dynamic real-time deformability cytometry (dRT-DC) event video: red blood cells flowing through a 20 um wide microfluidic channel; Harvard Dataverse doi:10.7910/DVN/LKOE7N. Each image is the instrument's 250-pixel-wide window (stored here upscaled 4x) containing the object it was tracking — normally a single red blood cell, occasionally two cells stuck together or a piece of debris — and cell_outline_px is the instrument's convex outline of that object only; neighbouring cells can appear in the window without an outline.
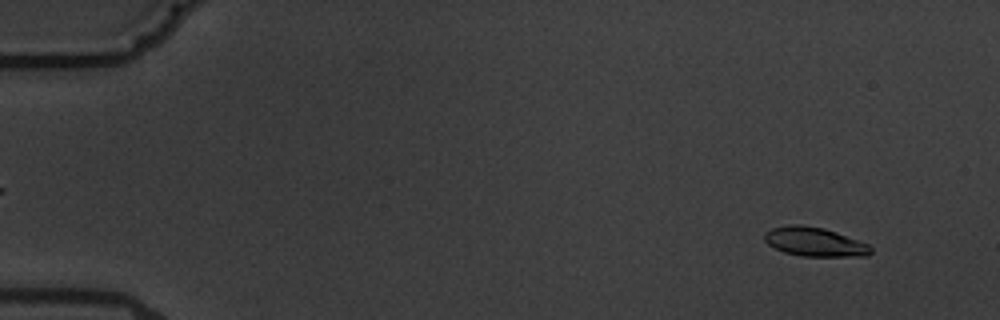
{"species": "common noctule bat (a hibernating species)", "species_latin": "Nyctalus noctula", "temperature_condition": "warm", "stored_images_in_passage": 6, "camera_frame_rate_fps": 3000, "um_per_image_px": 0.085, "animal": {"sex": "male", "body_mass_g": 19.5, "forearm_length_mm": 54.6}, "frame": {"image": 1, "passage_image": 1, "time_ms": 0.0, "image_size_px": [1000, 320], "cell_outline_px": [[872, 252], [868, 256], [800, 256], [784, 252], [768, 244], [764, 240], [764, 232], [772, 228], [788, 224], [800, 224], [824, 228], [836, 232], [868, 244], [872, 248]], "centroid_in_image_um": [69.22, 20.55], "position_along_channel_um": 15.8, "area_um2": 18.03}}
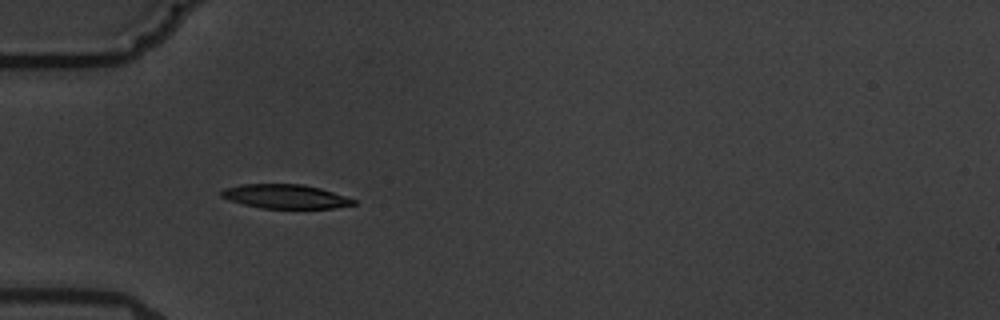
{"frame": {"image": 2, "passage_image": 5, "time_ms": 4.667, "image_size_px": [1000, 320], "cell_outline_px": [[356, 204], [332, 208], [260, 208], [228, 200], [220, 196], [220, 192], [224, 188], [240, 184], [304, 184], [320, 188], [356, 200]], "centroid_in_image_um": [24.21, 16.69], "position_along_channel_um": 60.8, "area_um2": 18.5}}
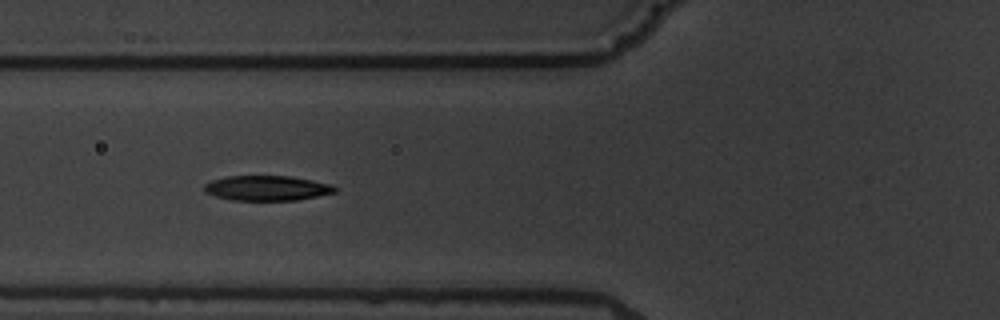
{"frame": {"image": 3, "passage_image": 6, "time_ms": 6.0, "image_size_px": [1000, 320], "cell_outline_px": [[336, 192], [296, 200], [232, 200], [216, 196], [204, 192], [204, 184], [212, 180], [228, 176], [288, 176], [312, 180], [332, 184], [336, 188]], "centroid_in_image_um": [22.68, 15.98], "position_along_channel_um": 103.1, "area_um2": 18.9}}